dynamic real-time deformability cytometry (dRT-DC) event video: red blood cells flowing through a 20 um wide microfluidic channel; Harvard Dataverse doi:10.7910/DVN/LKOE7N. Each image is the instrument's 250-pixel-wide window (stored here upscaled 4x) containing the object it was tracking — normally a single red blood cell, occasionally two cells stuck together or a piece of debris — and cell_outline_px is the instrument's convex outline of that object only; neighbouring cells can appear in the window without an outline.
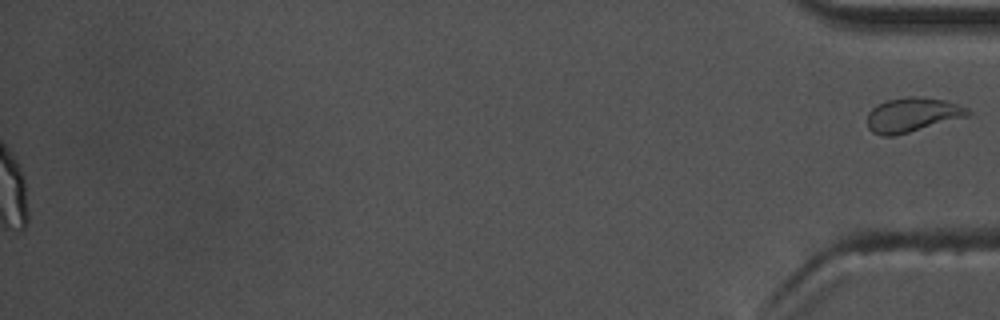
{"species": "common noctule bat (a hibernating species)", "species_latin": "Nyctalus noctula", "temperature_condition": "warm", "stored_images_in_passage": 57, "segment_of_instrument_passage": [2, 2], "camera_frame_rate_fps": 3000, "um_per_image_px": 0.085, "animal": {"sex": "male", "body_mass_g": 17.5, "forearm_length_mm": 52.3}, "frame": {"image": 1, "passage_image": 57, "time_ms": 18.667, "image_size_px": [1000, 320], "cell_outline_px": [[972, 112], [968, 116], [908, 132], [892, 136], [880, 136], [872, 132], [868, 128], [868, 112], [872, 108], [888, 100], [908, 96], [916, 96], [944, 100], [968, 108]], "centroid_in_image_um": [77.54, 9.76], "position_along_channel_um": 357.7, "area_um2": 19.88}}